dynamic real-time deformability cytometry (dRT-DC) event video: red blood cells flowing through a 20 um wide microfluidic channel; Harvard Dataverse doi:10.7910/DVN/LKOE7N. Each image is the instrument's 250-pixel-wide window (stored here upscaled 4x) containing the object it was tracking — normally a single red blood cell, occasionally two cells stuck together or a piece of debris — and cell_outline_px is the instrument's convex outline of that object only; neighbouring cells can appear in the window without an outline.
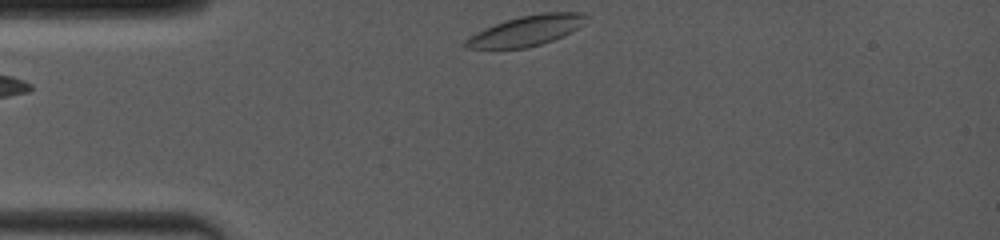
{"species": "common noctule bat (a hibernating species)", "species_latin": "Nyctalus noctula", "temperature_condition": "room temperature", "stored_images_in_passage": 33, "camera_frame_rate_fps": 4000, "um_per_image_px": 0.085, "animal": {"sex": "female", "body_mass_g": 19.0, "forearm_length_mm": 53.3}, "frame": {"image": 1, "passage_image": 1, "time_ms": 0.0, "image_size_px": [1000, 240], "cell_outline_px": [[588, 16], [584, 24], [552, 40], [528, 48], [464, 48], [464, 40], [476, 32], [484, 28], [520, 16], [544, 12], [584, 12]], "centroid_in_image_um": [44.74, 2.6], "position_along_channel_um": 40.3, "area_um2": 20.92}}
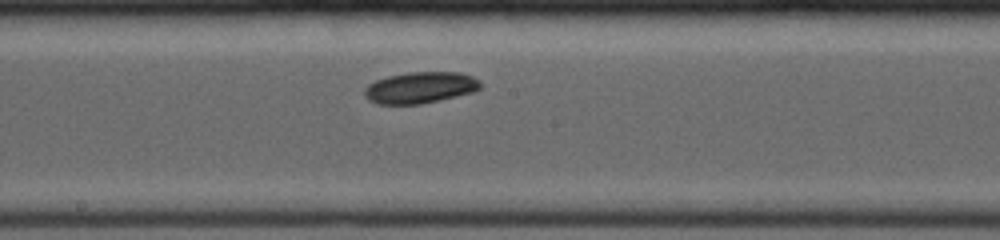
{"frame": {"image": 2, "passage_image": 16, "time_ms": 5.0, "image_size_px": [1000, 240], "cell_outline_px": [[480, 88], [476, 92], [440, 100], [420, 104], [376, 104], [368, 100], [364, 96], [364, 88], [368, 84], [376, 80], [388, 76], [408, 72], [460, 72], [472, 76], [480, 80]], "centroid_in_image_um": [35.72, 7.45], "position_along_channel_um": 212.5, "area_um2": 21.44}}
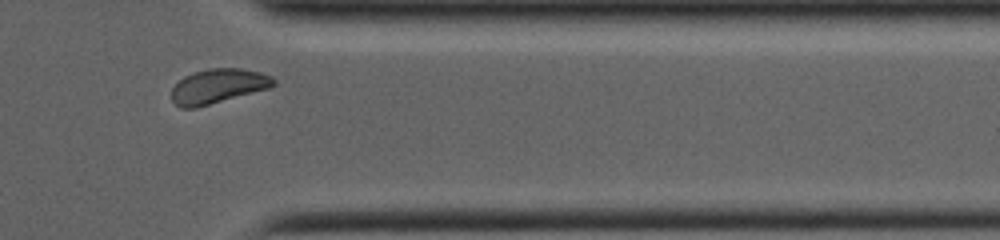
{"frame": {"image": 3, "passage_image": 29, "time_ms": 9.5, "image_size_px": [1000, 240], "cell_outline_px": [[276, 84], [272, 88], [196, 108], [180, 108], [172, 100], [172, 88], [184, 76], [208, 68], [240, 68], [260, 72], [272, 76], [276, 80]], "centroid_in_image_um": [18.58, 7.33], "position_along_channel_um": 392.8, "area_um2": 20.69}, "authors_computed_cell_mechanics": {"area_um2": 20.9814, "velocity_mm_per_s": 4.0006, "shape_relaxation_time_tau1_ms": 1.7266, "shape_relaxation_time_tau2_ms": null, "deformation_change_tau1": 0.0541, "deformation_change_tau2": null}}